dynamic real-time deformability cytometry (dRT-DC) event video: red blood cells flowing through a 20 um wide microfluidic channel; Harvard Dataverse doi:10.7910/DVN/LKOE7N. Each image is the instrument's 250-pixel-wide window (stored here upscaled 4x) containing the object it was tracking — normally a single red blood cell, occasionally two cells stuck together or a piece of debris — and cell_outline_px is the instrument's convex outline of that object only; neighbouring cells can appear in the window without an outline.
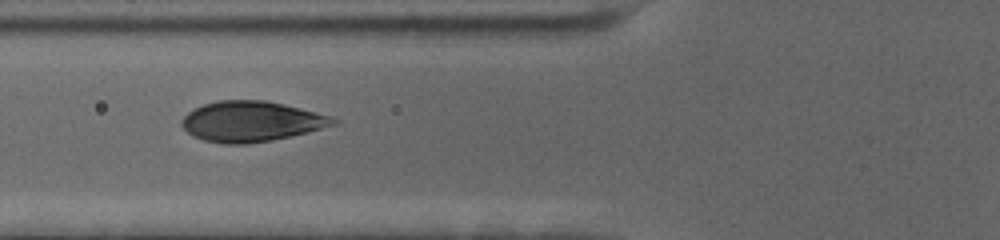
{"species": "human", "species_latin": "Homo sapiens", "temperature_condition": "cold", "stored_images_in_passage": 12, "camera_frame_rate_fps": 3000, "um_per_image_px": 0.085, "donor": {"sex": "female"}, "frame": {"image": 1, "passage_image": 6, "time_ms": 1.667, "image_size_px": [1000, 240], "cell_outline_px": [[340, 124], [292, 136], [272, 140], [248, 144], [224, 144], [204, 140], [192, 136], [180, 124], [180, 120], [188, 112], [204, 104], [220, 100], [264, 100], [284, 104], [332, 116], [340, 120]], "centroid_in_image_um": [21.4, 10.33], "position_along_channel_um": 104.4, "area_um2": 35.89}}
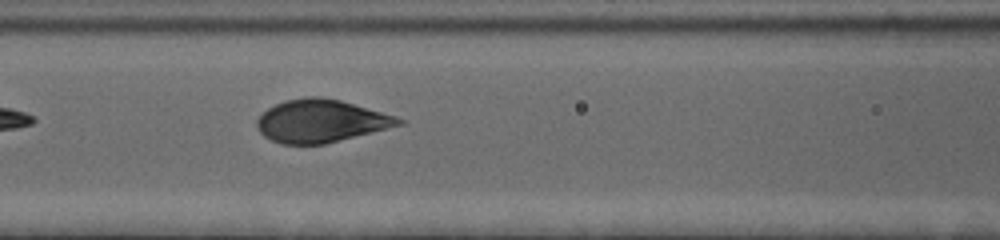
{"frame": {"image": 2, "passage_image": 9, "time_ms": 2.667, "image_size_px": [1000, 240], "cell_outline_px": [[408, 120], [404, 124], [324, 144], [280, 144], [264, 136], [256, 128], [256, 120], [268, 108], [284, 100], [308, 96], [320, 96], [340, 100], [396, 116]], "centroid_in_image_um": [27.28, 10.28], "position_along_channel_um": 139.3, "area_um2": 35.26}}